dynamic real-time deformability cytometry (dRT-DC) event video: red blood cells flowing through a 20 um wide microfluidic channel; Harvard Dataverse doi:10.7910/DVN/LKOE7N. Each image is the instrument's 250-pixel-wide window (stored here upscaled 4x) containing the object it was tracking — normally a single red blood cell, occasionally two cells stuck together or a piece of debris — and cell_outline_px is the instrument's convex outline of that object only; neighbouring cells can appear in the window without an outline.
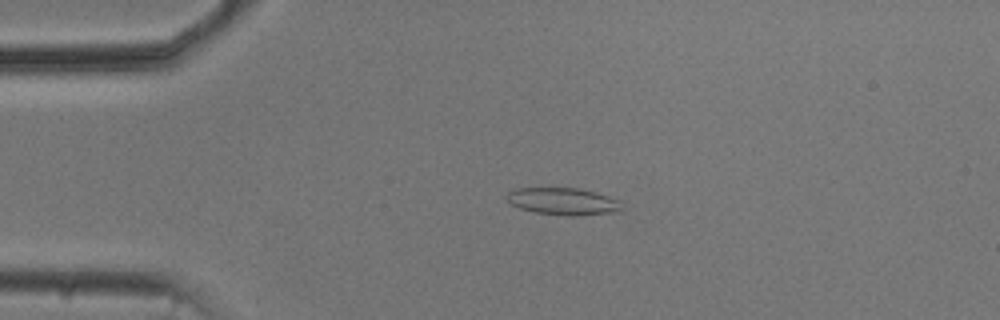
{"species": "common noctule bat (a hibernating species)", "species_latin": "Nyctalus noctula", "temperature_condition": "cold", "stored_images_in_passage": 44, "camera_frame_rate_fps": 3000, "um_per_image_px": 0.085, "animal": {"sex": "male", "body_mass_g": 20.5, "forearm_length_mm": 52.5}, "frame": {"image": 1, "passage_image": 2, "time_ms": 0.333, "image_size_px": [1000, 320], "cell_outline_px": [[620, 208], [616, 212], [576, 216], [572, 216], [536, 212], [520, 208], [512, 204], [504, 196], [508, 192], [516, 188], [580, 188], [596, 192], [616, 200]], "centroid_in_image_um": [47.8, 17.1], "position_along_channel_um": 37.2, "area_um2": 17.86}}
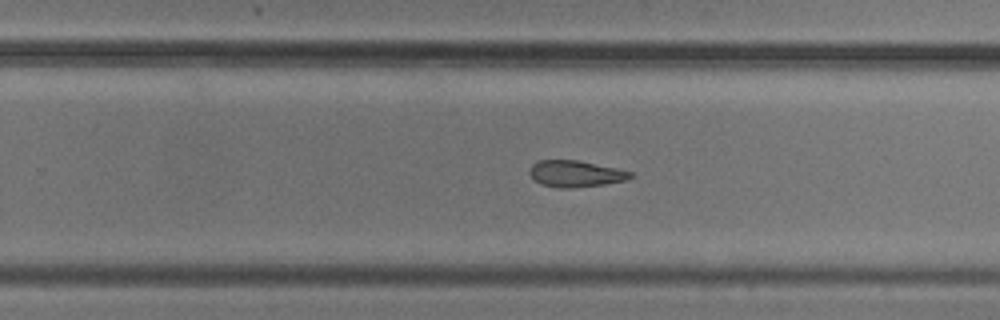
{"frame": {"image": 2, "passage_image": 24, "time_ms": 7.667, "image_size_px": [1000, 320], "cell_outline_px": [[636, 176], [624, 180], [604, 184], [572, 188], [556, 188], [540, 184], [532, 180], [528, 172], [532, 164], [536, 160], [576, 160], [616, 168], [632, 172]], "centroid_in_image_um": [48.86, 14.77], "position_along_channel_um": 280.9, "area_um2": 15.72}}
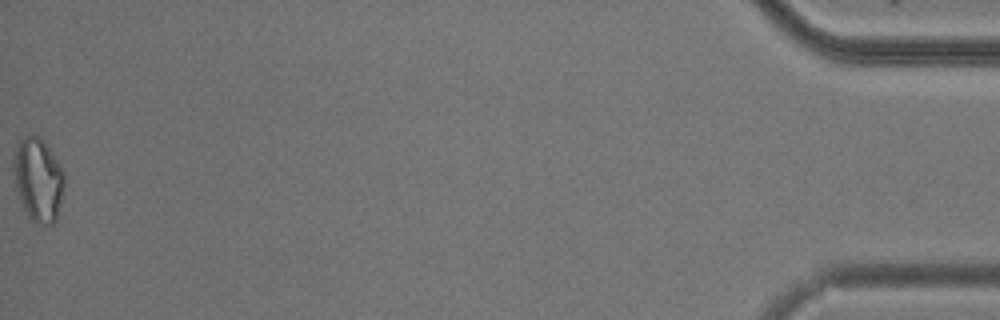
{"frame": {"image": 3, "passage_image": 44, "time_ms": 14.333, "image_size_px": [1000, 320], "cell_outline_px": [[64, 184], [60, 204], [56, 220], [52, 224], [40, 224], [32, 220], [28, 216], [16, 196], [12, 168], [16, 144], [24, 136], [40, 136], [44, 140], [64, 168]], "centroid_in_image_um": [3.23, 15.25], "position_along_channel_um": 432.0, "area_um2": 25.26}, "authors_computed_cell_mechanics": {"area_um2": 17.1088, "velocity_mm_per_s": 3.7559, "shape_relaxation_time_tau1_ms": null, "shape_relaxation_time_tau2_ms": 7.098, "deformation_change_tau1": null, "deformation_change_tau2": 0.15}}